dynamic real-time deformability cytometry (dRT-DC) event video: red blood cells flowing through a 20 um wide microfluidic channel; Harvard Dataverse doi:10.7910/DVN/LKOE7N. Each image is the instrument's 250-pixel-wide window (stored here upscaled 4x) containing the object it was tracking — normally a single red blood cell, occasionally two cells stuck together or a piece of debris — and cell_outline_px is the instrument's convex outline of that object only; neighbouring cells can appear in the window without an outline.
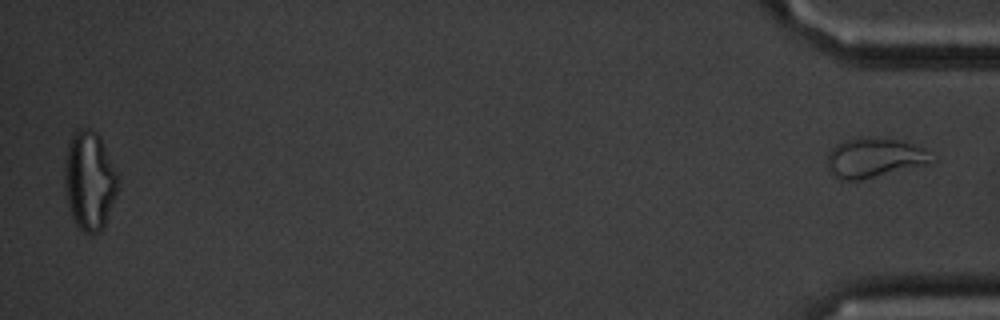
{"species": "common noctule bat (a hibernating species)", "species_latin": "Nyctalus noctula", "temperature_condition": "cold", "stored_images_in_passage": 59, "segment_of_instrument_passage": [2, 2], "camera_frame_rate_fps": 3000, "um_per_image_px": 0.085, "animal": {"sex": "male", "body_mass_g": 20.1, "forearm_length_mm": 53.5}, "frame": {"image": 1, "passage_image": 59, "time_ms": 19.333, "image_size_px": [1000, 320], "cell_outline_px": [[936, 160], [924, 164], [860, 180], [840, 180], [832, 176], [828, 168], [828, 152], [836, 144], [844, 140], [868, 136], [892, 140], [908, 144], [920, 148]], "centroid_in_image_um": [74.19, 13.42], "position_along_channel_um": 361.0, "area_um2": 23.35}}